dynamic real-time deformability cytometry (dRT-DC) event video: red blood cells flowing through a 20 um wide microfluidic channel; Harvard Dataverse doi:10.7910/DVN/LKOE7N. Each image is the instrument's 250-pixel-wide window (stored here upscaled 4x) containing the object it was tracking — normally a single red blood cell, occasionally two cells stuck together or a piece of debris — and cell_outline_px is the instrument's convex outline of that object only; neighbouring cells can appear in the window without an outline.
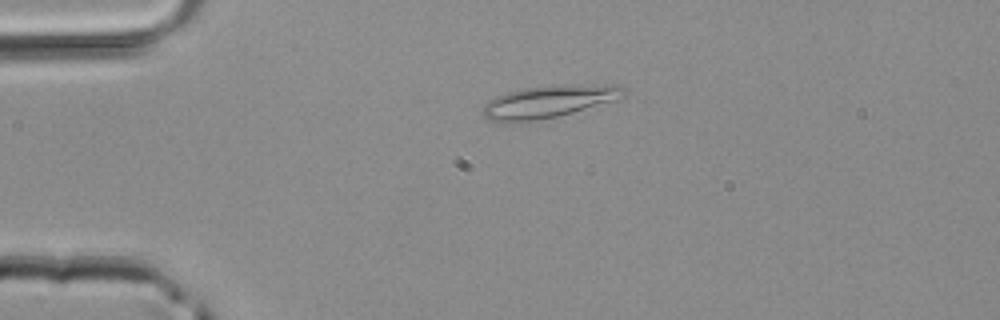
{"species": "common noctule bat (a hibernating species)", "species_latin": "Nyctalus noctula", "temperature_condition": "room temperature", "stored_images_in_passage": 3, "camera_frame_rate_fps": 3000, "um_per_image_px": 0.085, "animal": {"sex": "male", "body_mass_g": 20.4}, "frame": {"image": 1, "passage_image": 2, "time_ms": 0.333, "image_size_px": [1000, 320], "cell_outline_px": [[628, 92], [624, 96], [612, 100], [572, 112], [556, 116], [516, 124], [488, 120], [484, 116], [484, 104], [488, 100], [496, 96], [508, 92], [524, 88], [556, 84], [616, 84], [624, 88]], "centroid_in_image_um": [46.61, 8.62], "position_along_channel_um": 38.4, "area_um2": 26.76}}